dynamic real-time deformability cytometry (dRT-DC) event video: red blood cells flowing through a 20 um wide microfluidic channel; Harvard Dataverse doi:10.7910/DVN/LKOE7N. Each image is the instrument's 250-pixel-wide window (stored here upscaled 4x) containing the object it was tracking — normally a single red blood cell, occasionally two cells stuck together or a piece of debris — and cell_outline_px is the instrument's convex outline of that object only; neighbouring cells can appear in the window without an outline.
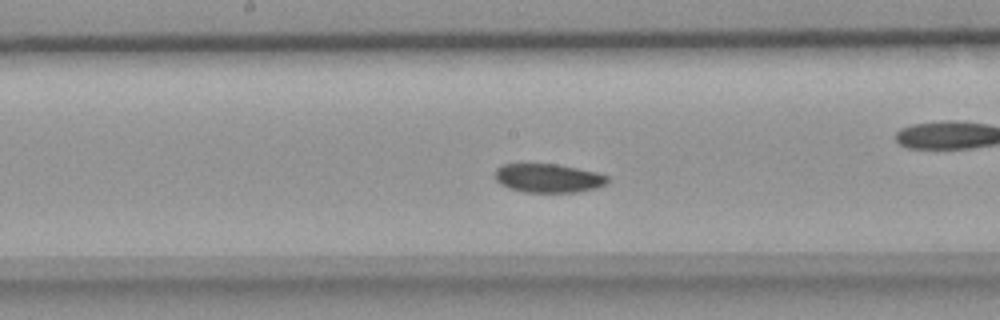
{"species": "common noctule bat (a hibernating species)", "species_latin": "Nyctalus noctula", "temperature_condition": "room temperature", "stored_images_in_passage": 32, "camera_frame_rate_fps": 3000, "um_per_image_px": 0.085, "animal": {"sex": "female", "body_mass_g": 18.4}, "frame": {"image": 1, "passage_image": 10, "time_ms": 3.0, "image_size_px": [1000, 320], "cell_outline_px": [[608, 184], [596, 188], [576, 192], [524, 192], [508, 188], [500, 184], [496, 180], [492, 172], [500, 164], [556, 164], [596, 172], [608, 176]], "centroid_in_image_um": [46.56, 15.14], "position_along_channel_um": 201.6, "area_um2": 19.07}}